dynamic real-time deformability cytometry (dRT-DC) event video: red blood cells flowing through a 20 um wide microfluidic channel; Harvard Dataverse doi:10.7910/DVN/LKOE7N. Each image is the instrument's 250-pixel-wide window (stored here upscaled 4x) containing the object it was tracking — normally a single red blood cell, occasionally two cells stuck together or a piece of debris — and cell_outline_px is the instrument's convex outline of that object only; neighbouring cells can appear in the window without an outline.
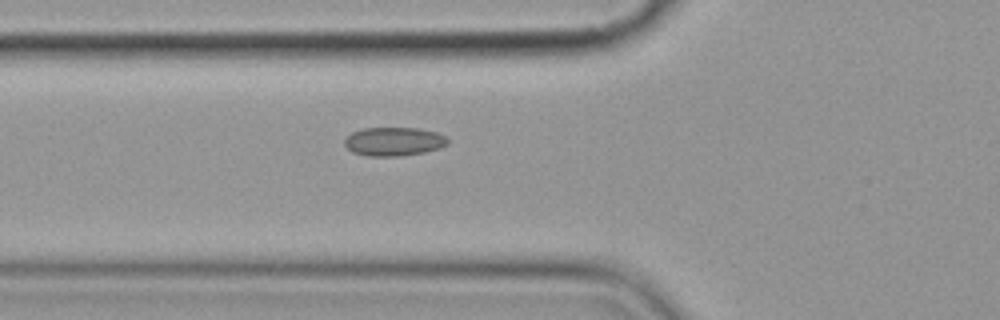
{"species": "common noctule bat (a hibernating species)", "species_latin": "Nyctalus noctula", "temperature_condition": "cold", "stored_images_in_passage": 4, "camera_frame_rate_fps": 3000, "um_per_image_px": 0.085, "animal": {"sex": "female", "body_mass_g": 19.9}, "frame": {"image": 1, "passage_image": 4, "time_ms": 3.333, "image_size_px": [1000, 320], "cell_outline_px": [[448, 144], [440, 148], [424, 152], [400, 156], [368, 156], [352, 152], [344, 144], [344, 140], [352, 132], [364, 128], [420, 128], [436, 132], [444, 136], [448, 140]], "centroid_in_image_um": [33.48, 12.03], "position_along_channel_um": 92.3, "area_um2": 17.22}}